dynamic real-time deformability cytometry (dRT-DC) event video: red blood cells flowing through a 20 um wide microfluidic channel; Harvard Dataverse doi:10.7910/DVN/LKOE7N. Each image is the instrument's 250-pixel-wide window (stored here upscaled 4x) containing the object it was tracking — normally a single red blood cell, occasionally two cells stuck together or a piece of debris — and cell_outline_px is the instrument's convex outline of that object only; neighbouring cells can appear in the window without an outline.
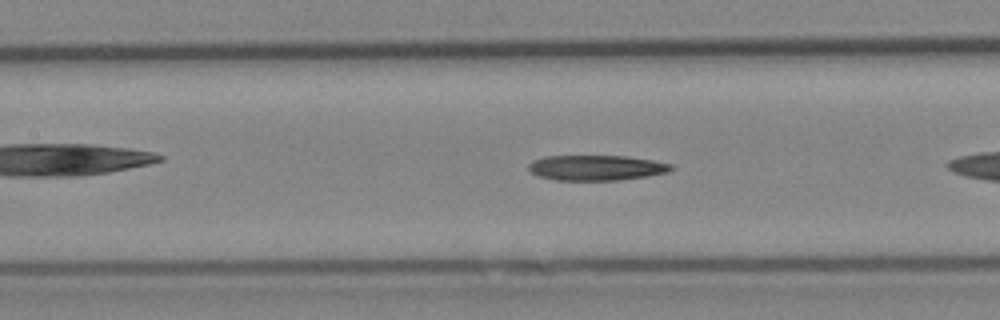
{"species": "Egyptian fruit bat (a non-hibernating species)", "species_latin": "Rousettus aegyptiacus", "temperature_condition": "cold", "stored_images_in_passage": 27, "camera_frame_rate_fps": 3000, "um_per_image_px": 0.085, "animal": {"sex": "female"}, "frame": {"image": 1, "passage_image": 8, "time_ms": 2.333, "image_size_px": [1000, 320], "cell_outline_px": [[672, 168], [668, 172], [648, 176], [620, 180], [556, 180], [540, 176], [532, 172], [528, 168], [528, 164], [532, 160], [544, 156], [628, 156], [652, 160], [672, 164]], "centroid_in_image_um": [50.68, 14.25], "position_along_channel_um": 156.7, "area_um2": 20.98}}